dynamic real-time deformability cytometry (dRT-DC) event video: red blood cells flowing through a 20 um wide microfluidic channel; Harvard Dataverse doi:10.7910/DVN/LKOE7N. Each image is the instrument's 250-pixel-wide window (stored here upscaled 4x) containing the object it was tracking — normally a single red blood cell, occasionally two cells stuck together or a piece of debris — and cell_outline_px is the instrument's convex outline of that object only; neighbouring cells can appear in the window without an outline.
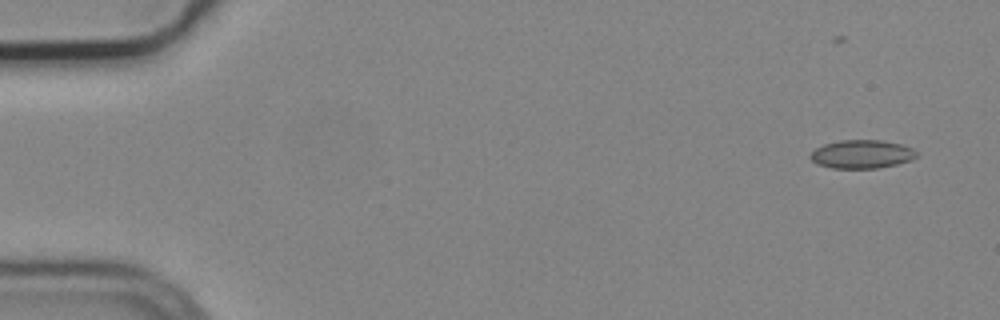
{"species": "common noctule bat (a hibernating species)", "species_latin": "Nyctalus noctula", "temperature_condition": "cold", "stored_images_in_passage": 9, "camera_frame_rate_fps": 3000, "um_per_image_px": 0.085, "animal": {"sex": "male", "body_mass_g": 19.2, "forearm_length_mm": 51.8}, "frame": {"image": 1, "passage_image": 1, "time_ms": 0.0, "image_size_px": [1000, 320], "cell_outline_px": [[916, 156], [912, 160], [896, 164], [876, 168], [832, 168], [816, 164], [808, 156], [816, 148], [824, 144], [840, 140], [880, 140], [900, 144], [912, 148], [916, 152]], "centroid_in_image_um": [73.22, 13.1], "position_along_channel_um": 11.8, "area_um2": 17.51}}
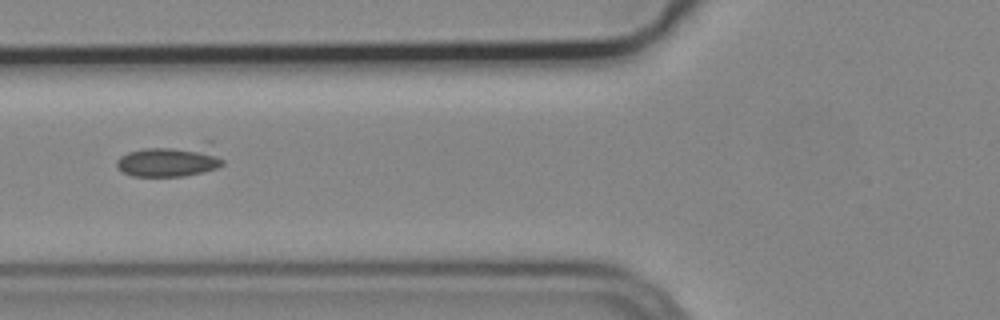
{"frame": {"image": 2, "passage_image": 6, "time_ms": 1.667, "image_size_px": [1000, 320], "cell_outline_px": [[224, 164], [216, 168], [184, 176], [132, 176], [120, 172], [116, 164], [116, 160], [120, 156], [128, 152], [144, 148], [208, 140], [212, 140], [224, 160]], "centroid_in_image_um": [14.56, 13.59], "position_along_channel_um": 111.2, "area_um2": 20.98}}
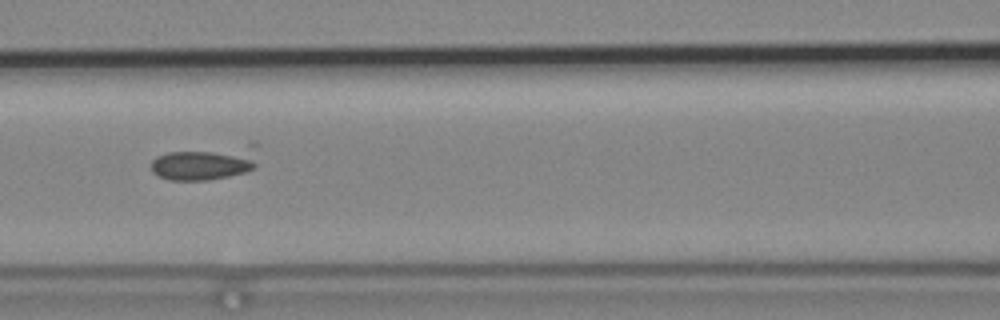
{"frame": {"image": 3, "passage_image": 7, "time_ms": 2.0, "image_size_px": [1000, 320], "cell_outline_px": [[256, 168], [244, 172], [228, 176], [208, 180], [168, 180], [152, 172], [152, 160], [156, 156], [168, 152], [252, 140], [256, 140]], "centroid_in_image_um": [17.57, 13.76], "position_along_channel_um": 149.0, "area_um2": 22.37}}